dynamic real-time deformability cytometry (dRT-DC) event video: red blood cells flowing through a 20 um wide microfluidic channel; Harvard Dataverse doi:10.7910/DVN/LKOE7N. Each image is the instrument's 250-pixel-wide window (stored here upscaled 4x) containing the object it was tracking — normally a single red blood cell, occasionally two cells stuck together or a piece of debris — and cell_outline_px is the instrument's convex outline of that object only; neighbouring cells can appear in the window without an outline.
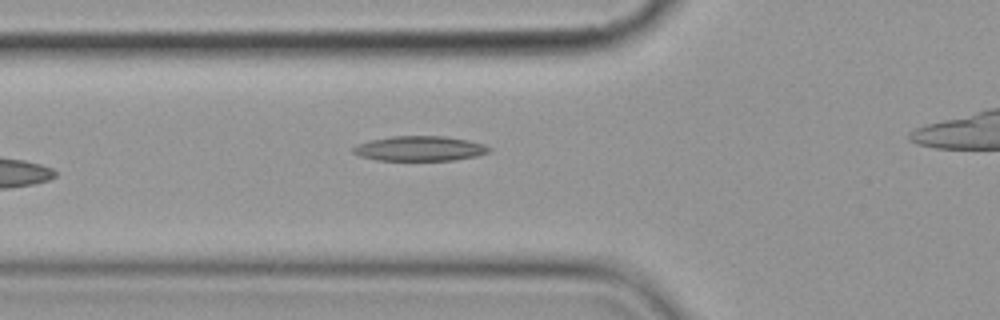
{"species": "common noctule bat (a hibernating species)", "species_latin": "Nyctalus noctula", "temperature_condition": "cold", "stored_images_in_passage": 6, "camera_frame_rate_fps": 3000, "um_per_image_px": 0.085, "animal": {"sex": "female", "body_mass_g": 19.9}, "frame": {"image": 1, "passage_image": 5, "time_ms": 5.667, "image_size_px": [1000, 320], "cell_outline_px": [[492, 148], [488, 152], [476, 156], [456, 160], [376, 160], [360, 156], [352, 152], [352, 148], [356, 144], [372, 140], [392, 136], [444, 136], [468, 140], [484, 144]], "centroid_in_image_um": [35.67, 12.62], "position_along_channel_um": 90.1, "area_um2": 19.71}}